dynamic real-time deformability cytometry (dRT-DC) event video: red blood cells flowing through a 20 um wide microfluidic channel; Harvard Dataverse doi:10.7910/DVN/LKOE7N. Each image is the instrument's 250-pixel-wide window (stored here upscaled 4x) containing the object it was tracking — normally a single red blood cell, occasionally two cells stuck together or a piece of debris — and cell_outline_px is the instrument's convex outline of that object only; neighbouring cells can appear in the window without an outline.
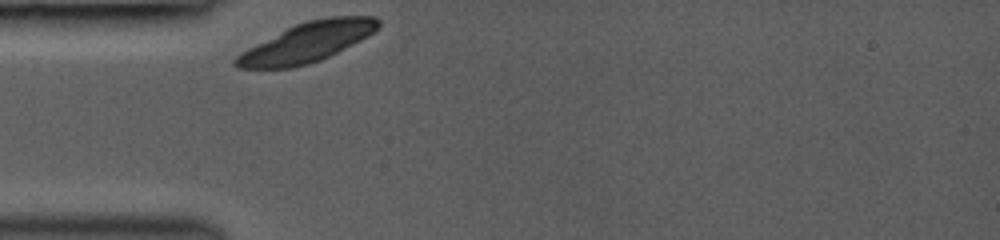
{"species": "common noctule bat (a hibernating species)", "species_latin": "Nyctalus noctula", "temperature_condition": "room temperature", "stored_images_in_passage": 6, "camera_frame_rate_fps": 3000, "um_per_image_px": 0.085, "animal": {"sex": "female", "body_mass_g": 19.0, "forearm_length_mm": 53.3}, "frame": {"image": 1, "passage_image": 1, "time_ms": 0.0, "image_size_px": [1000, 240], "cell_outline_px": [[380, 24], [368, 36], [320, 60], [308, 64], [292, 68], [240, 68], [232, 64], [232, 60], [240, 52], [296, 24], [308, 20], [328, 16], [376, 16], [380, 20]], "centroid_in_image_um": [26.09, 3.59], "position_along_channel_um": 58.9, "area_um2": 32.43}}
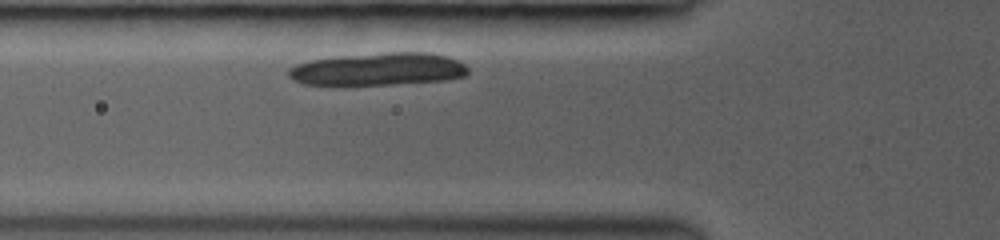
{"frame": {"image": 2, "passage_image": 4, "time_ms": 1.0, "image_size_px": [1000, 240], "cell_outline_px": [[468, 72], [464, 76], [444, 80], [392, 84], [304, 84], [292, 80], [288, 76], [288, 68], [296, 64], [312, 60], [340, 56], [388, 52], [428, 52], [448, 56], [464, 64], [468, 68]], "centroid_in_image_um": [32.15, 5.87], "position_along_channel_um": 93.6, "area_um2": 33.87}}